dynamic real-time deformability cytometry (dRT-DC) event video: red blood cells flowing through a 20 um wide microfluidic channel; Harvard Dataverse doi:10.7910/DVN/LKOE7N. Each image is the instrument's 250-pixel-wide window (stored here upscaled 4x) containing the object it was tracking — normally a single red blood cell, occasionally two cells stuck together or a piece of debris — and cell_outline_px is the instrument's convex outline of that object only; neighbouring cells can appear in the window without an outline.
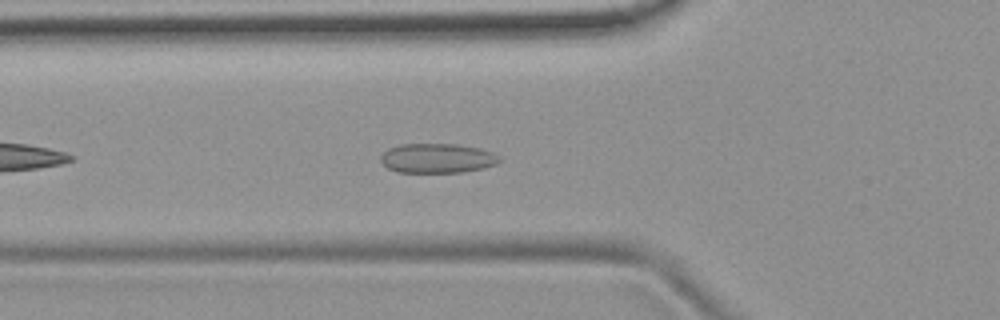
{"species": "common noctule bat (a hibernating species)", "species_latin": "Nyctalus noctula", "temperature_condition": "room temperature", "stored_images_in_passage": 41, "camera_frame_rate_fps": 3000, "um_per_image_px": 0.085, "animal": {"sex": "female", "body_mass_g": 19.9}, "frame": {"image": 1, "passage_image": 7, "time_ms": 2.0, "image_size_px": [1000, 320], "cell_outline_px": [[500, 160], [496, 164], [484, 168], [464, 172], [396, 172], [388, 168], [380, 160], [380, 156], [388, 148], [400, 144], [456, 144], [480, 148], [492, 152], [500, 156]], "centroid_in_image_um": [37.17, 13.45], "position_along_channel_um": 88.6, "area_um2": 20.52}}
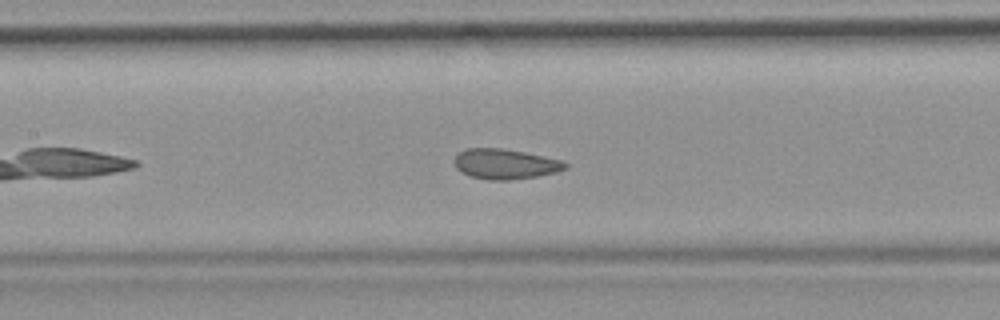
{"frame": {"image": 2, "passage_image": 13, "time_ms": 4.0, "image_size_px": [1000, 320], "cell_outline_px": [[568, 168], [556, 172], [536, 176], [508, 180], [488, 180], [472, 176], [460, 172], [456, 168], [452, 160], [460, 152], [468, 148], [500, 148], [524, 152], [544, 156], [560, 160], [568, 164]], "centroid_in_image_um": [42.92, 13.94], "position_along_channel_um": 164.5, "area_um2": 19.42}}
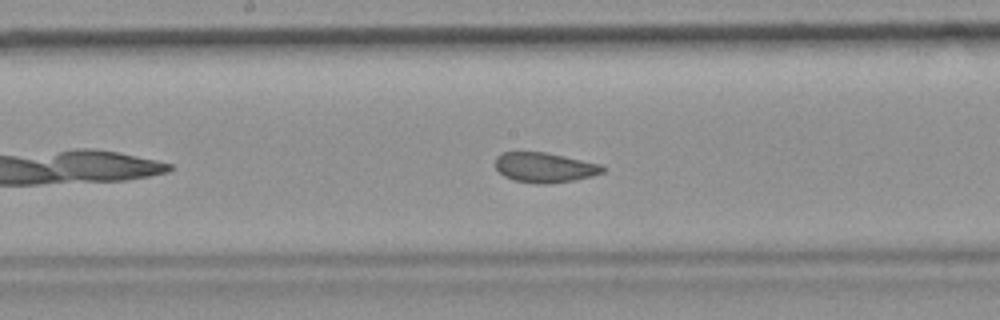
{"frame": {"image": 3, "passage_image": 16, "time_ms": 5.0, "image_size_px": [1000, 320], "cell_outline_px": [[604, 172], [592, 176], [576, 180], [544, 184], [536, 184], [512, 180], [504, 176], [496, 168], [496, 156], [500, 152], [544, 152], [564, 156], [600, 164], [604, 168]], "centroid_in_image_um": [46.27, 14.24], "position_along_channel_um": 201.9, "area_um2": 18.73}, "authors_computed_cell_mechanics": {"area_um2": 19.5942, "velocity_mm_per_s": 3.7769, "shape_relaxation_time_tau1_ms": 7.8431, "shape_relaxation_time_tau2_ms": 1.2608, "deformation_change_tau1": 0.0973, "deformation_change_tau2": 0.0721}}